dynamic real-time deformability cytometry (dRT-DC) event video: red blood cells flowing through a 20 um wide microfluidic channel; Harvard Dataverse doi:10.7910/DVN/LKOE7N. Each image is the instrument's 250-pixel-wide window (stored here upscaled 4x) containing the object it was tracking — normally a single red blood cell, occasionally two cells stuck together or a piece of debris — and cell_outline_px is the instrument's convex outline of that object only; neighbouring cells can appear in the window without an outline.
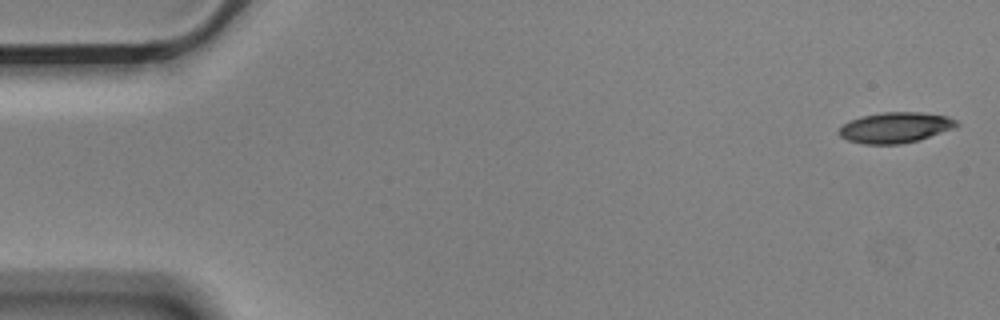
{"species": "Egyptian fruit bat (a non-hibernating species)", "species_latin": "Rousettus aegyptiacus", "temperature_condition": "cold", "stored_images_in_passage": 4, "camera_frame_rate_fps": 3000, "um_per_image_px": 0.085, "animal": {"sex": "male"}, "frame": {"image": 1, "passage_image": 1, "time_ms": 0.0, "image_size_px": [1000, 320], "cell_outline_px": [[960, 124], [956, 128], [916, 140], [900, 144], [864, 144], [848, 140], [840, 136], [836, 132], [848, 120], [860, 116], [884, 112], [920, 112], [948, 116], [956, 120]], "centroid_in_image_um": [76.09, 10.83], "position_along_channel_um": 8.9, "area_um2": 21.04}}
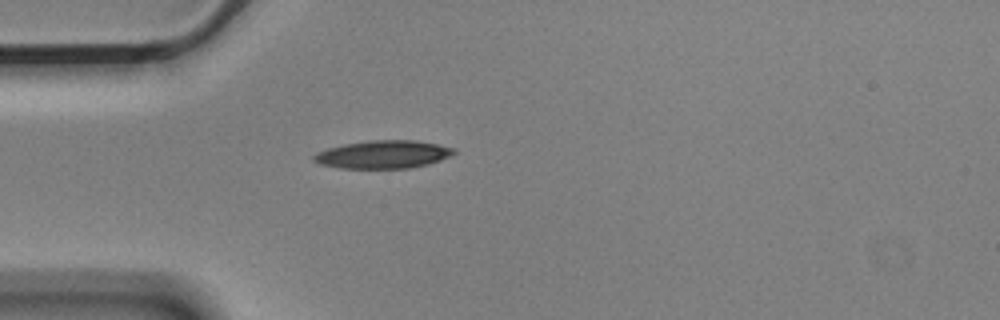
{"frame": {"image": 2, "passage_image": 4, "time_ms": 1.0, "image_size_px": [1000, 320], "cell_outline_px": [[456, 152], [452, 156], [428, 164], [412, 168], [340, 168], [320, 164], [312, 160], [312, 156], [316, 152], [328, 148], [344, 144], [368, 140], [416, 140], [456, 148]], "centroid_in_image_um": [32.57, 13.12], "position_along_channel_um": 52.4, "area_um2": 23.0}}